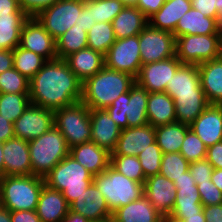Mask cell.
Wrapping results in <instances>:
<instances>
[{"mask_svg": "<svg viewBox=\"0 0 222 222\" xmlns=\"http://www.w3.org/2000/svg\"><path fill=\"white\" fill-rule=\"evenodd\" d=\"M90 124L92 128L90 141L112 153L122 129L116 125L105 109H90Z\"/></svg>", "mask_w": 222, "mask_h": 222, "instance_id": "20", "label": "cell"}, {"mask_svg": "<svg viewBox=\"0 0 222 222\" xmlns=\"http://www.w3.org/2000/svg\"><path fill=\"white\" fill-rule=\"evenodd\" d=\"M129 103V92L121 94L113 103L105 108L109 116L121 129L128 128L126 109Z\"/></svg>", "mask_w": 222, "mask_h": 222, "instance_id": "46", "label": "cell"}, {"mask_svg": "<svg viewBox=\"0 0 222 222\" xmlns=\"http://www.w3.org/2000/svg\"><path fill=\"white\" fill-rule=\"evenodd\" d=\"M135 78L104 66L101 71L82 83V98L89 109H105L121 94L129 92Z\"/></svg>", "mask_w": 222, "mask_h": 222, "instance_id": "2", "label": "cell"}, {"mask_svg": "<svg viewBox=\"0 0 222 222\" xmlns=\"http://www.w3.org/2000/svg\"><path fill=\"white\" fill-rule=\"evenodd\" d=\"M44 182L62 192L70 205L93 182V175L68 154L44 177Z\"/></svg>", "mask_w": 222, "mask_h": 222, "instance_id": "5", "label": "cell"}, {"mask_svg": "<svg viewBox=\"0 0 222 222\" xmlns=\"http://www.w3.org/2000/svg\"><path fill=\"white\" fill-rule=\"evenodd\" d=\"M54 125V111L31 104L13 123L14 135L30 141L46 133Z\"/></svg>", "mask_w": 222, "mask_h": 222, "instance_id": "12", "label": "cell"}, {"mask_svg": "<svg viewBox=\"0 0 222 222\" xmlns=\"http://www.w3.org/2000/svg\"><path fill=\"white\" fill-rule=\"evenodd\" d=\"M13 68V50L0 49V74Z\"/></svg>", "mask_w": 222, "mask_h": 222, "instance_id": "58", "label": "cell"}, {"mask_svg": "<svg viewBox=\"0 0 222 222\" xmlns=\"http://www.w3.org/2000/svg\"><path fill=\"white\" fill-rule=\"evenodd\" d=\"M4 176L3 143L0 142V177Z\"/></svg>", "mask_w": 222, "mask_h": 222, "instance_id": "63", "label": "cell"}, {"mask_svg": "<svg viewBox=\"0 0 222 222\" xmlns=\"http://www.w3.org/2000/svg\"><path fill=\"white\" fill-rule=\"evenodd\" d=\"M165 93L171 98L173 95L204 94L200 85L198 66L182 64L168 82Z\"/></svg>", "mask_w": 222, "mask_h": 222, "instance_id": "29", "label": "cell"}, {"mask_svg": "<svg viewBox=\"0 0 222 222\" xmlns=\"http://www.w3.org/2000/svg\"><path fill=\"white\" fill-rule=\"evenodd\" d=\"M189 164L180 152L164 153L159 174L174 182L175 179L184 176V172L189 170Z\"/></svg>", "mask_w": 222, "mask_h": 222, "instance_id": "41", "label": "cell"}, {"mask_svg": "<svg viewBox=\"0 0 222 222\" xmlns=\"http://www.w3.org/2000/svg\"><path fill=\"white\" fill-rule=\"evenodd\" d=\"M147 25L148 18L136 6H125L112 21L116 39L139 35Z\"/></svg>", "mask_w": 222, "mask_h": 222, "instance_id": "31", "label": "cell"}, {"mask_svg": "<svg viewBox=\"0 0 222 222\" xmlns=\"http://www.w3.org/2000/svg\"><path fill=\"white\" fill-rule=\"evenodd\" d=\"M166 0H138L135 5L147 18L157 12Z\"/></svg>", "mask_w": 222, "mask_h": 222, "instance_id": "53", "label": "cell"}, {"mask_svg": "<svg viewBox=\"0 0 222 222\" xmlns=\"http://www.w3.org/2000/svg\"><path fill=\"white\" fill-rule=\"evenodd\" d=\"M69 208L70 211L83 215L90 222H103L112 218V212L104 196L93 182L69 205Z\"/></svg>", "mask_w": 222, "mask_h": 222, "instance_id": "16", "label": "cell"}, {"mask_svg": "<svg viewBox=\"0 0 222 222\" xmlns=\"http://www.w3.org/2000/svg\"><path fill=\"white\" fill-rule=\"evenodd\" d=\"M57 1L58 0H18V4L29 17H36L42 10Z\"/></svg>", "mask_w": 222, "mask_h": 222, "instance_id": "49", "label": "cell"}, {"mask_svg": "<svg viewBox=\"0 0 222 222\" xmlns=\"http://www.w3.org/2000/svg\"><path fill=\"white\" fill-rule=\"evenodd\" d=\"M65 61L82 83L105 66L104 55L90 48L71 53Z\"/></svg>", "mask_w": 222, "mask_h": 222, "instance_id": "27", "label": "cell"}, {"mask_svg": "<svg viewBox=\"0 0 222 222\" xmlns=\"http://www.w3.org/2000/svg\"><path fill=\"white\" fill-rule=\"evenodd\" d=\"M19 46L42 56L46 61L57 59L56 40L36 17H29L24 22Z\"/></svg>", "mask_w": 222, "mask_h": 222, "instance_id": "13", "label": "cell"}, {"mask_svg": "<svg viewBox=\"0 0 222 222\" xmlns=\"http://www.w3.org/2000/svg\"><path fill=\"white\" fill-rule=\"evenodd\" d=\"M110 154L92 141L73 146L69 151V155L93 176L104 172L110 166Z\"/></svg>", "mask_w": 222, "mask_h": 222, "instance_id": "22", "label": "cell"}, {"mask_svg": "<svg viewBox=\"0 0 222 222\" xmlns=\"http://www.w3.org/2000/svg\"><path fill=\"white\" fill-rule=\"evenodd\" d=\"M149 92L135 83L129 90V103L126 109L128 127L143 126L148 123L147 101Z\"/></svg>", "mask_w": 222, "mask_h": 222, "instance_id": "35", "label": "cell"}, {"mask_svg": "<svg viewBox=\"0 0 222 222\" xmlns=\"http://www.w3.org/2000/svg\"><path fill=\"white\" fill-rule=\"evenodd\" d=\"M213 170L214 168L206 159L191 162L189 164V171L194 178L196 185L211 181Z\"/></svg>", "mask_w": 222, "mask_h": 222, "instance_id": "48", "label": "cell"}, {"mask_svg": "<svg viewBox=\"0 0 222 222\" xmlns=\"http://www.w3.org/2000/svg\"><path fill=\"white\" fill-rule=\"evenodd\" d=\"M93 183L104 196L112 213L117 208L138 200L144 194V184L125 177L111 166L93 176Z\"/></svg>", "mask_w": 222, "mask_h": 222, "instance_id": "6", "label": "cell"}, {"mask_svg": "<svg viewBox=\"0 0 222 222\" xmlns=\"http://www.w3.org/2000/svg\"><path fill=\"white\" fill-rule=\"evenodd\" d=\"M189 129V125L180 122L155 127L156 142L162 153L180 152Z\"/></svg>", "mask_w": 222, "mask_h": 222, "instance_id": "33", "label": "cell"}, {"mask_svg": "<svg viewBox=\"0 0 222 222\" xmlns=\"http://www.w3.org/2000/svg\"><path fill=\"white\" fill-rule=\"evenodd\" d=\"M112 222H161L162 215L143 194L138 200L117 208L112 213Z\"/></svg>", "mask_w": 222, "mask_h": 222, "instance_id": "26", "label": "cell"}, {"mask_svg": "<svg viewBox=\"0 0 222 222\" xmlns=\"http://www.w3.org/2000/svg\"><path fill=\"white\" fill-rule=\"evenodd\" d=\"M0 222H11V211L0 205Z\"/></svg>", "mask_w": 222, "mask_h": 222, "instance_id": "62", "label": "cell"}, {"mask_svg": "<svg viewBox=\"0 0 222 222\" xmlns=\"http://www.w3.org/2000/svg\"><path fill=\"white\" fill-rule=\"evenodd\" d=\"M211 181L222 192V169H214L211 176Z\"/></svg>", "mask_w": 222, "mask_h": 222, "instance_id": "60", "label": "cell"}, {"mask_svg": "<svg viewBox=\"0 0 222 222\" xmlns=\"http://www.w3.org/2000/svg\"><path fill=\"white\" fill-rule=\"evenodd\" d=\"M125 5L118 0H91L93 22H110L123 10Z\"/></svg>", "mask_w": 222, "mask_h": 222, "instance_id": "42", "label": "cell"}, {"mask_svg": "<svg viewBox=\"0 0 222 222\" xmlns=\"http://www.w3.org/2000/svg\"><path fill=\"white\" fill-rule=\"evenodd\" d=\"M88 33L82 28L73 26L56 40L57 58L65 59L71 53L88 48Z\"/></svg>", "mask_w": 222, "mask_h": 222, "instance_id": "36", "label": "cell"}, {"mask_svg": "<svg viewBox=\"0 0 222 222\" xmlns=\"http://www.w3.org/2000/svg\"><path fill=\"white\" fill-rule=\"evenodd\" d=\"M30 80L14 67L0 74V93H29Z\"/></svg>", "mask_w": 222, "mask_h": 222, "instance_id": "43", "label": "cell"}, {"mask_svg": "<svg viewBox=\"0 0 222 222\" xmlns=\"http://www.w3.org/2000/svg\"><path fill=\"white\" fill-rule=\"evenodd\" d=\"M110 166L125 177L138 183H145V175L136 156L110 155Z\"/></svg>", "mask_w": 222, "mask_h": 222, "instance_id": "40", "label": "cell"}, {"mask_svg": "<svg viewBox=\"0 0 222 222\" xmlns=\"http://www.w3.org/2000/svg\"><path fill=\"white\" fill-rule=\"evenodd\" d=\"M139 48L142 65L163 61L176 55V38L172 32L148 24L139 34Z\"/></svg>", "mask_w": 222, "mask_h": 222, "instance_id": "10", "label": "cell"}, {"mask_svg": "<svg viewBox=\"0 0 222 222\" xmlns=\"http://www.w3.org/2000/svg\"><path fill=\"white\" fill-rule=\"evenodd\" d=\"M139 49V35L116 39L104 56L105 66L136 79L142 66Z\"/></svg>", "mask_w": 222, "mask_h": 222, "instance_id": "11", "label": "cell"}, {"mask_svg": "<svg viewBox=\"0 0 222 222\" xmlns=\"http://www.w3.org/2000/svg\"><path fill=\"white\" fill-rule=\"evenodd\" d=\"M30 103L29 93H0V115L14 123Z\"/></svg>", "mask_w": 222, "mask_h": 222, "instance_id": "38", "label": "cell"}, {"mask_svg": "<svg viewBox=\"0 0 222 222\" xmlns=\"http://www.w3.org/2000/svg\"><path fill=\"white\" fill-rule=\"evenodd\" d=\"M46 60L19 45L13 49V67L29 80L43 67Z\"/></svg>", "mask_w": 222, "mask_h": 222, "instance_id": "37", "label": "cell"}, {"mask_svg": "<svg viewBox=\"0 0 222 222\" xmlns=\"http://www.w3.org/2000/svg\"><path fill=\"white\" fill-rule=\"evenodd\" d=\"M95 24L91 17V0H84V7L79 14V19L74 26L82 28L85 32H89Z\"/></svg>", "mask_w": 222, "mask_h": 222, "instance_id": "51", "label": "cell"}, {"mask_svg": "<svg viewBox=\"0 0 222 222\" xmlns=\"http://www.w3.org/2000/svg\"><path fill=\"white\" fill-rule=\"evenodd\" d=\"M54 126L69 148L89 142L92 137L90 109L81 101L54 111Z\"/></svg>", "mask_w": 222, "mask_h": 222, "instance_id": "7", "label": "cell"}, {"mask_svg": "<svg viewBox=\"0 0 222 222\" xmlns=\"http://www.w3.org/2000/svg\"><path fill=\"white\" fill-rule=\"evenodd\" d=\"M198 66L200 85L210 104L222 105V57Z\"/></svg>", "mask_w": 222, "mask_h": 222, "instance_id": "24", "label": "cell"}, {"mask_svg": "<svg viewBox=\"0 0 222 222\" xmlns=\"http://www.w3.org/2000/svg\"><path fill=\"white\" fill-rule=\"evenodd\" d=\"M176 120L190 125L209 105L205 94L173 95Z\"/></svg>", "mask_w": 222, "mask_h": 222, "instance_id": "32", "label": "cell"}, {"mask_svg": "<svg viewBox=\"0 0 222 222\" xmlns=\"http://www.w3.org/2000/svg\"><path fill=\"white\" fill-rule=\"evenodd\" d=\"M220 31L222 32V0H219V17L217 20Z\"/></svg>", "mask_w": 222, "mask_h": 222, "instance_id": "65", "label": "cell"}, {"mask_svg": "<svg viewBox=\"0 0 222 222\" xmlns=\"http://www.w3.org/2000/svg\"><path fill=\"white\" fill-rule=\"evenodd\" d=\"M29 18L26 13L0 15V49L13 50L20 44L21 30Z\"/></svg>", "mask_w": 222, "mask_h": 222, "instance_id": "34", "label": "cell"}, {"mask_svg": "<svg viewBox=\"0 0 222 222\" xmlns=\"http://www.w3.org/2000/svg\"><path fill=\"white\" fill-rule=\"evenodd\" d=\"M161 222H184V221L178 218H175L172 215H166V216H162Z\"/></svg>", "mask_w": 222, "mask_h": 222, "instance_id": "64", "label": "cell"}, {"mask_svg": "<svg viewBox=\"0 0 222 222\" xmlns=\"http://www.w3.org/2000/svg\"><path fill=\"white\" fill-rule=\"evenodd\" d=\"M4 176L32 175L28 141L17 137L3 142Z\"/></svg>", "mask_w": 222, "mask_h": 222, "instance_id": "18", "label": "cell"}, {"mask_svg": "<svg viewBox=\"0 0 222 222\" xmlns=\"http://www.w3.org/2000/svg\"><path fill=\"white\" fill-rule=\"evenodd\" d=\"M176 201L171 211L172 216L180 220L185 216L197 215L203 211V205L198 193L197 185L190 171L184 172V176L175 179Z\"/></svg>", "mask_w": 222, "mask_h": 222, "instance_id": "15", "label": "cell"}, {"mask_svg": "<svg viewBox=\"0 0 222 222\" xmlns=\"http://www.w3.org/2000/svg\"><path fill=\"white\" fill-rule=\"evenodd\" d=\"M173 34L177 38L184 35H221V31L215 18L207 17L191 8L178 21Z\"/></svg>", "mask_w": 222, "mask_h": 222, "instance_id": "25", "label": "cell"}, {"mask_svg": "<svg viewBox=\"0 0 222 222\" xmlns=\"http://www.w3.org/2000/svg\"><path fill=\"white\" fill-rule=\"evenodd\" d=\"M176 57L182 64H195L221 57V35H184L176 38Z\"/></svg>", "mask_w": 222, "mask_h": 222, "instance_id": "8", "label": "cell"}, {"mask_svg": "<svg viewBox=\"0 0 222 222\" xmlns=\"http://www.w3.org/2000/svg\"><path fill=\"white\" fill-rule=\"evenodd\" d=\"M12 13H25L18 4V0H0V15Z\"/></svg>", "mask_w": 222, "mask_h": 222, "instance_id": "57", "label": "cell"}, {"mask_svg": "<svg viewBox=\"0 0 222 222\" xmlns=\"http://www.w3.org/2000/svg\"><path fill=\"white\" fill-rule=\"evenodd\" d=\"M221 57H222V32H221Z\"/></svg>", "mask_w": 222, "mask_h": 222, "instance_id": "67", "label": "cell"}, {"mask_svg": "<svg viewBox=\"0 0 222 222\" xmlns=\"http://www.w3.org/2000/svg\"><path fill=\"white\" fill-rule=\"evenodd\" d=\"M156 142L155 127L150 124L121 130L115 150L110 155L138 156Z\"/></svg>", "mask_w": 222, "mask_h": 222, "instance_id": "19", "label": "cell"}, {"mask_svg": "<svg viewBox=\"0 0 222 222\" xmlns=\"http://www.w3.org/2000/svg\"><path fill=\"white\" fill-rule=\"evenodd\" d=\"M11 222H41L36 210L11 211Z\"/></svg>", "mask_w": 222, "mask_h": 222, "instance_id": "54", "label": "cell"}, {"mask_svg": "<svg viewBox=\"0 0 222 222\" xmlns=\"http://www.w3.org/2000/svg\"><path fill=\"white\" fill-rule=\"evenodd\" d=\"M144 195L162 216L170 215L176 201V186L165 176L157 174L145 179Z\"/></svg>", "mask_w": 222, "mask_h": 222, "instance_id": "17", "label": "cell"}, {"mask_svg": "<svg viewBox=\"0 0 222 222\" xmlns=\"http://www.w3.org/2000/svg\"><path fill=\"white\" fill-rule=\"evenodd\" d=\"M181 65L176 55L163 61L144 64L135 81L148 92H165L168 82Z\"/></svg>", "mask_w": 222, "mask_h": 222, "instance_id": "14", "label": "cell"}, {"mask_svg": "<svg viewBox=\"0 0 222 222\" xmlns=\"http://www.w3.org/2000/svg\"><path fill=\"white\" fill-rule=\"evenodd\" d=\"M184 222H206L203 211L197 215L185 216Z\"/></svg>", "mask_w": 222, "mask_h": 222, "instance_id": "61", "label": "cell"}, {"mask_svg": "<svg viewBox=\"0 0 222 222\" xmlns=\"http://www.w3.org/2000/svg\"><path fill=\"white\" fill-rule=\"evenodd\" d=\"M180 154L189 163L203 160L206 159L207 146L191 129H189L182 143Z\"/></svg>", "mask_w": 222, "mask_h": 222, "instance_id": "44", "label": "cell"}, {"mask_svg": "<svg viewBox=\"0 0 222 222\" xmlns=\"http://www.w3.org/2000/svg\"><path fill=\"white\" fill-rule=\"evenodd\" d=\"M191 5L203 15L218 20L219 0H191Z\"/></svg>", "mask_w": 222, "mask_h": 222, "instance_id": "50", "label": "cell"}, {"mask_svg": "<svg viewBox=\"0 0 222 222\" xmlns=\"http://www.w3.org/2000/svg\"><path fill=\"white\" fill-rule=\"evenodd\" d=\"M32 175L44 178L70 151L61 132L53 125L40 137L28 141Z\"/></svg>", "mask_w": 222, "mask_h": 222, "instance_id": "4", "label": "cell"}, {"mask_svg": "<svg viewBox=\"0 0 222 222\" xmlns=\"http://www.w3.org/2000/svg\"><path fill=\"white\" fill-rule=\"evenodd\" d=\"M61 222H90V221L83 215L77 214L69 210V212Z\"/></svg>", "mask_w": 222, "mask_h": 222, "instance_id": "59", "label": "cell"}, {"mask_svg": "<svg viewBox=\"0 0 222 222\" xmlns=\"http://www.w3.org/2000/svg\"><path fill=\"white\" fill-rule=\"evenodd\" d=\"M14 137L13 123L0 115V142H6Z\"/></svg>", "mask_w": 222, "mask_h": 222, "instance_id": "56", "label": "cell"}, {"mask_svg": "<svg viewBox=\"0 0 222 222\" xmlns=\"http://www.w3.org/2000/svg\"><path fill=\"white\" fill-rule=\"evenodd\" d=\"M123 3L125 6H135L138 0H118Z\"/></svg>", "mask_w": 222, "mask_h": 222, "instance_id": "66", "label": "cell"}, {"mask_svg": "<svg viewBox=\"0 0 222 222\" xmlns=\"http://www.w3.org/2000/svg\"><path fill=\"white\" fill-rule=\"evenodd\" d=\"M206 222H222V204L203 207Z\"/></svg>", "mask_w": 222, "mask_h": 222, "instance_id": "55", "label": "cell"}, {"mask_svg": "<svg viewBox=\"0 0 222 222\" xmlns=\"http://www.w3.org/2000/svg\"><path fill=\"white\" fill-rule=\"evenodd\" d=\"M206 160L214 169H222V141L207 147Z\"/></svg>", "mask_w": 222, "mask_h": 222, "instance_id": "52", "label": "cell"}, {"mask_svg": "<svg viewBox=\"0 0 222 222\" xmlns=\"http://www.w3.org/2000/svg\"><path fill=\"white\" fill-rule=\"evenodd\" d=\"M197 188L203 206L222 204V192L212 181L200 183Z\"/></svg>", "mask_w": 222, "mask_h": 222, "instance_id": "47", "label": "cell"}, {"mask_svg": "<svg viewBox=\"0 0 222 222\" xmlns=\"http://www.w3.org/2000/svg\"><path fill=\"white\" fill-rule=\"evenodd\" d=\"M147 117L153 127L177 122L174 100L165 92H149Z\"/></svg>", "mask_w": 222, "mask_h": 222, "instance_id": "30", "label": "cell"}, {"mask_svg": "<svg viewBox=\"0 0 222 222\" xmlns=\"http://www.w3.org/2000/svg\"><path fill=\"white\" fill-rule=\"evenodd\" d=\"M29 96L31 104L56 111L81 101L82 82L65 59L49 60L30 79Z\"/></svg>", "mask_w": 222, "mask_h": 222, "instance_id": "1", "label": "cell"}, {"mask_svg": "<svg viewBox=\"0 0 222 222\" xmlns=\"http://www.w3.org/2000/svg\"><path fill=\"white\" fill-rule=\"evenodd\" d=\"M83 7L84 0H58L42 10L36 19L57 40L77 23Z\"/></svg>", "mask_w": 222, "mask_h": 222, "instance_id": "9", "label": "cell"}, {"mask_svg": "<svg viewBox=\"0 0 222 222\" xmlns=\"http://www.w3.org/2000/svg\"><path fill=\"white\" fill-rule=\"evenodd\" d=\"M69 210V204L62 192L44 184L36 208L40 221L61 222Z\"/></svg>", "mask_w": 222, "mask_h": 222, "instance_id": "23", "label": "cell"}, {"mask_svg": "<svg viewBox=\"0 0 222 222\" xmlns=\"http://www.w3.org/2000/svg\"><path fill=\"white\" fill-rule=\"evenodd\" d=\"M191 8V0H166L163 6L148 18V24L153 28L173 33L178 21Z\"/></svg>", "mask_w": 222, "mask_h": 222, "instance_id": "28", "label": "cell"}, {"mask_svg": "<svg viewBox=\"0 0 222 222\" xmlns=\"http://www.w3.org/2000/svg\"><path fill=\"white\" fill-rule=\"evenodd\" d=\"M162 151L157 145V142L152 143L146 150L142 151L137 157L142 166L145 178L157 175L160 173Z\"/></svg>", "mask_w": 222, "mask_h": 222, "instance_id": "45", "label": "cell"}, {"mask_svg": "<svg viewBox=\"0 0 222 222\" xmlns=\"http://www.w3.org/2000/svg\"><path fill=\"white\" fill-rule=\"evenodd\" d=\"M44 184L34 175L1 176L0 205L10 211L36 210Z\"/></svg>", "mask_w": 222, "mask_h": 222, "instance_id": "3", "label": "cell"}, {"mask_svg": "<svg viewBox=\"0 0 222 222\" xmlns=\"http://www.w3.org/2000/svg\"><path fill=\"white\" fill-rule=\"evenodd\" d=\"M115 40L113 26L110 22L95 23L87 35L88 48L104 56Z\"/></svg>", "mask_w": 222, "mask_h": 222, "instance_id": "39", "label": "cell"}, {"mask_svg": "<svg viewBox=\"0 0 222 222\" xmlns=\"http://www.w3.org/2000/svg\"><path fill=\"white\" fill-rule=\"evenodd\" d=\"M189 127L207 147L222 141V105L210 104Z\"/></svg>", "mask_w": 222, "mask_h": 222, "instance_id": "21", "label": "cell"}]
</instances>
